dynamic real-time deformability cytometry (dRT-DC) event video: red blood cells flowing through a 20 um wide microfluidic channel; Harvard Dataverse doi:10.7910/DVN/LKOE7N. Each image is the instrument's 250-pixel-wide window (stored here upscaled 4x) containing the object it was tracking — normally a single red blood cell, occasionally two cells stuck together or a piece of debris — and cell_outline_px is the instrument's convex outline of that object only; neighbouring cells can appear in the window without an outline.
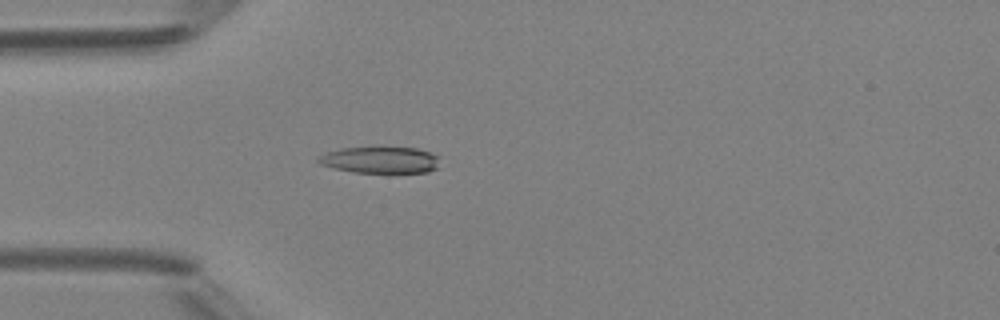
{"species": "Egyptian fruit bat (a non-hibernating species)", "species_latin": "Rousettus aegyptiacus", "temperature_condition": "room temperature", "stored_images_in_passage": 4, "camera_frame_rate_fps": 3000, "um_per_image_px": 0.085, "animal": {"sex": "female"}, "frame": {"image": 1, "passage_image": 4, "time_ms": 3.667, "image_size_px": [1000, 320], "cell_outline_px": [[440, 168], [428, 172], [352, 172], [320, 164], [316, 160], [320, 156], [328, 152], [340, 148], [416, 148], [440, 156]], "centroid_in_image_um": [32.39, 13.6], "position_along_channel_um": 52.6, "area_um2": 18.61}}